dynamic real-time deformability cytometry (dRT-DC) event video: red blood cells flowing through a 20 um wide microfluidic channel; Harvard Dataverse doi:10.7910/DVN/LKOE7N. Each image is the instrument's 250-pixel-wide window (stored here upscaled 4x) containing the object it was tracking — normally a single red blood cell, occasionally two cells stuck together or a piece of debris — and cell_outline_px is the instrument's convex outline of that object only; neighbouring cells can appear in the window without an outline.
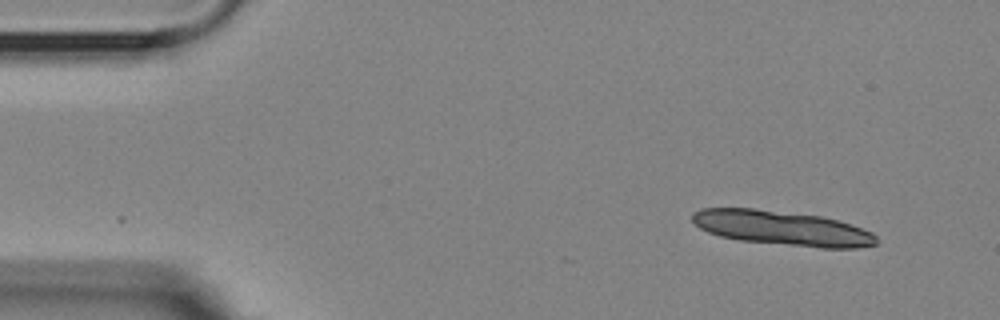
{"species": "Egyptian fruit bat (a non-hibernating species)", "species_latin": "Rousettus aegyptiacus", "temperature_condition": "room temperature", "stored_images_in_passage": 10, "camera_frame_rate_fps": 3000, "um_per_image_px": 0.085, "animal": {"sex": "female"}, "frame": {"image": 1, "passage_image": 1, "time_ms": 0.0, "image_size_px": [1000, 320], "cell_outline_px": [[876, 244], [856, 248], [820, 248], [740, 240], [720, 236], [708, 232], [700, 228], [692, 220], [692, 212], [700, 208], [752, 208], [820, 216], [836, 220], [872, 232], [876, 236]], "centroid_in_image_um": [66.44, 19.39], "position_along_channel_um": 18.6, "area_um2": 36.82}}